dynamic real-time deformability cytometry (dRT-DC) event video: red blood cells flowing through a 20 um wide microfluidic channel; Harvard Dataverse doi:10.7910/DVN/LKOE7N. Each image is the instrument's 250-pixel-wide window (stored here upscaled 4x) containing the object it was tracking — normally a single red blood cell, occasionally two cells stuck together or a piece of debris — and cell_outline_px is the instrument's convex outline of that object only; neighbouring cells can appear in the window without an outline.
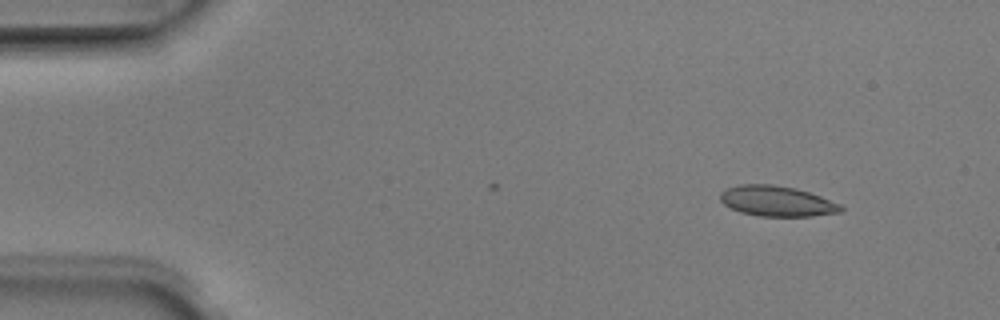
{"species": "Egyptian fruit bat (a non-hibernating species)", "species_latin": "Rousettus aegyptiacus", "temperature_condition": "room temperature", "stored_images_in_passage": 2, "camera_frame_rate_fps": 3000, "um_per_image_px": 0.085, "animal": {"sex": "male"}, "frame": {"image": 1, "passage_image": 2, "time_ms": 0.333, "image_size_px": [1000, 320], "cell_outline_px": [[844, 208], [840, 212], [812, 216], [760, 216], [740, 212], [724, 204], [720, 200], [720, 192], [728, 188], [740, 184], [772, 184], [796, 188], [820, 196], [840, 204]], "centroid_in_image_um": [66.03, 17.09], "position_along_channel_um": 19.0, "area_um2": 21.27}}